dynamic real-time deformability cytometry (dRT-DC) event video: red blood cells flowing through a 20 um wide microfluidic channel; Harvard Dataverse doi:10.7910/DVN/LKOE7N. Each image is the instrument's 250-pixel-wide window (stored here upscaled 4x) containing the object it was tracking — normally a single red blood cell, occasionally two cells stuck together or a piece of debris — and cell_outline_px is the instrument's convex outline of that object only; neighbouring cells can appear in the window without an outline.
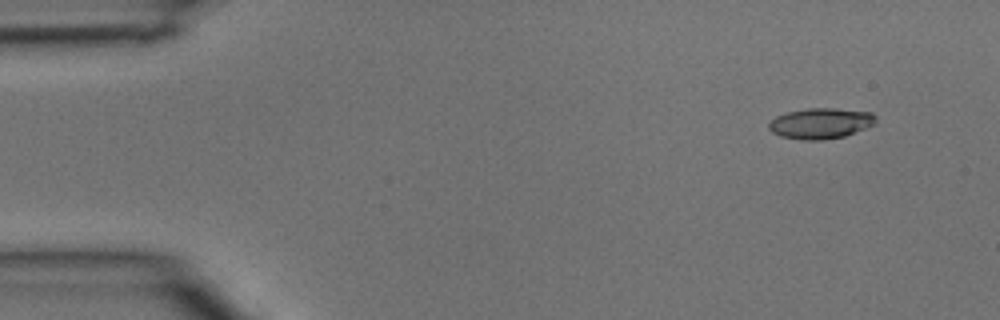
{"species": "common noctule bat (a hibernating species)", "species_latin": "Nyctalus noctula", "temperature_condition": "room temperature", "stored_images_in_passage": 3, "camera_frame_rate_fps": 3000, "um_per_image_px": 0.085, "animal": {"sex": "male", "body_mass_g": 15.6}, "frame": {"image": 1, "passage_image": 1, "time_ms": 0.0, "image_size_px": [1000, 320], "cell_outline_px": [[876, 120], [872, 124], [864, 128], [844, 136], [824, 140], [804, 140], [780, 136], [772, 132], [768, 128], [768, 124], [776, 116], [788, 112], [808, 108], [836, 108], [872, 112], [876, 116]], "centroid_in_image_um": [69.74, 10.48], "position_along_channel_um": 15.3, "area_um2": 19.02}}